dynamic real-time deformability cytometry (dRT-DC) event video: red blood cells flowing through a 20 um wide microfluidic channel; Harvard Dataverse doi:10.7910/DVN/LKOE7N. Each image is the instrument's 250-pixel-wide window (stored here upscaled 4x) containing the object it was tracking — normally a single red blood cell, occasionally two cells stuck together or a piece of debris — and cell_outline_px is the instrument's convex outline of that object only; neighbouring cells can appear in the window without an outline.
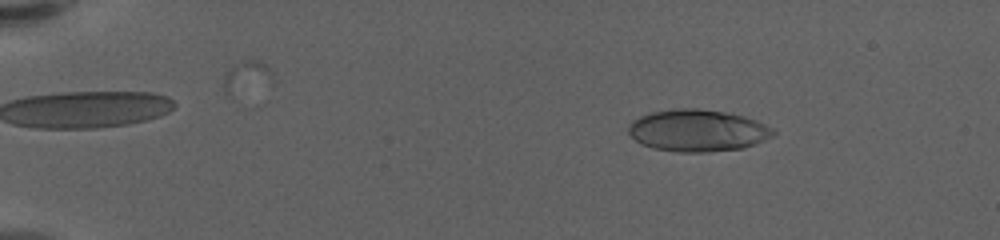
{"species": "human", "species_latin": "Homo sapiens", "temperature_condition": "warm", "stored_images_in_passage": 60, "camera_frame_rate_fps": 3000, "um_per_image_px": 0.085, "donor": {"sex": "female"}, "frame": {"image": 1, "passage_image": 10, "time_ms": 3.0, "image_size_px": [1000, 240], "cell_outline_px": [[776, 132], [772, 136], [756, 144], [740, 148], [708, 152], [676, 152], [652, 148], [640, 144], [628, 132], [628, 124], [632, 120], [640, 116], [652, 112], [676, 108], [696, 108], [728, 112], [744, 116], [756, 120], [772, 128]], "centroid_in_image_um": [59.27, 11.09], "position_along_channel_um": 25.7, "area_um2": 35.55}}
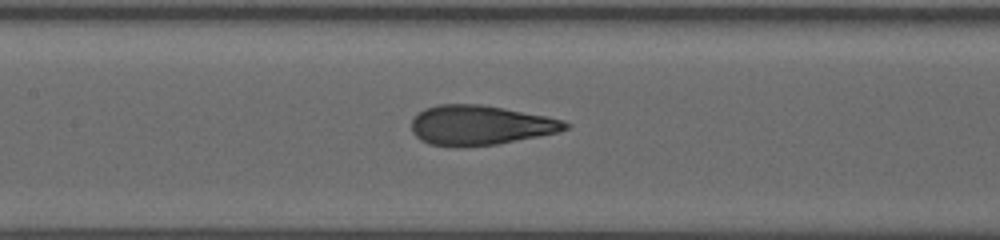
{"frame": {"image": 2, "passage_image": 31, "time_ms": 10.0, "image_size_px": [1000, 240], "cell_outline_px": [[572, 124], [568, 128], [556, 132], [540, 136], [496, 144], [460, 148], [452, 148], [428, 144], [420, 140], [412, 132], [412, 120], [424, 108], [440, 104], [480, 104], [504, 108], [564, 120]], "centroid_in_image_um": [40.79, 10.66], "position_along_channel_um": 166.6, "area_um2": 35.78}}
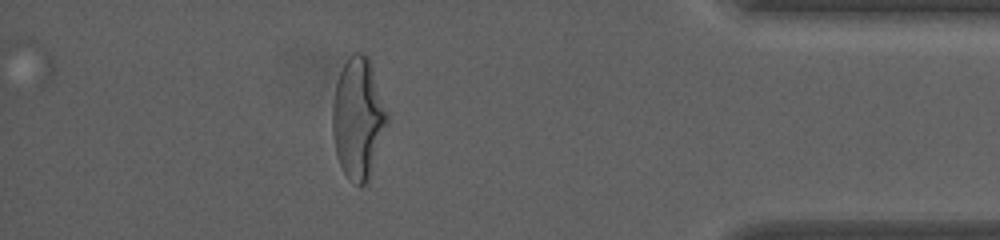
{"frame": {"image": 3, "passage_image": 54, "time_ms": 17.667, "image_size_px": [1000, 240], "cell_outline_px": [[388, 120], [368, 180], [360, 188], [344, 172], [336, 156], [332, 132], [332, 104], [336, 84], [340, 72], [348, 56], [352, 52], [364, 52], [368, 56], [388, 116]], "centroid_in_image_um": [30.41, 10.02], "position_along_channel_um": 404.8, "area_um2": 38.03}, "authors_computed_cell_mechanics": {"area_um2": 35.4892, "velocity_mm_per_s": 3.5353, "shape_relaxation_time_tau1_ms": 6.2215, "shape_relaxation_time_tau2_ms": null, "deformation_change_tau1": 0.2557, "deformation_change_tau2": null}}